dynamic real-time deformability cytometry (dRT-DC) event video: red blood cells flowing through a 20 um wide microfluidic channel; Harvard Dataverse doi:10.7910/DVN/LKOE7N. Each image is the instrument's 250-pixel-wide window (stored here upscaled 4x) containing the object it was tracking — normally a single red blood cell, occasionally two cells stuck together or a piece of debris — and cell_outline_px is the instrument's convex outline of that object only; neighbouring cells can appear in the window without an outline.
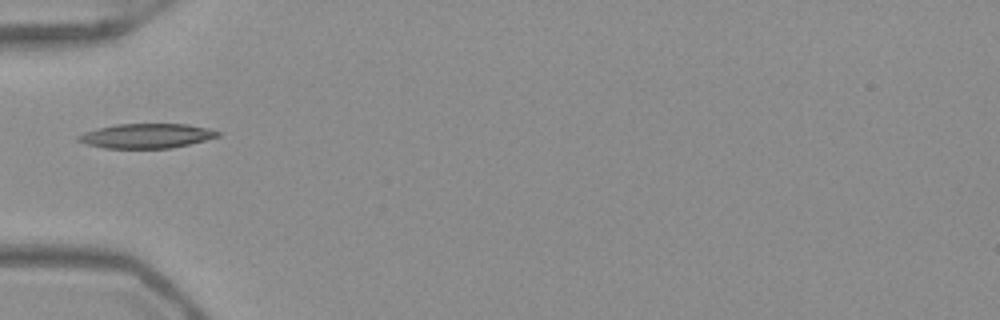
{"species": "Egyptian fruit bat (a non-hibernating species)", "species_latin": "Rousettus aegyptiacus", "temperature_condition": "warm", "stored_images_in_passage": 35, "camera_frame_rate_fps": 3000, "um_per_image_px": 0.085, "frame": {"image": 1, "passage_image": 1, "time_ms": 0.0, "image_size_px": [1000, 320], "cell_outline_px": [[220, 136], [172, 148], [104, 148], [88, 144], [76, 140], [76, 136], [84, 132], [116, 124], [188, 124], [208, 128], [220, 132]], "centroid_in_image_um": [12.45, 11.55], "position_along_channel_um": 72.6, "area_um2": 19.83}}
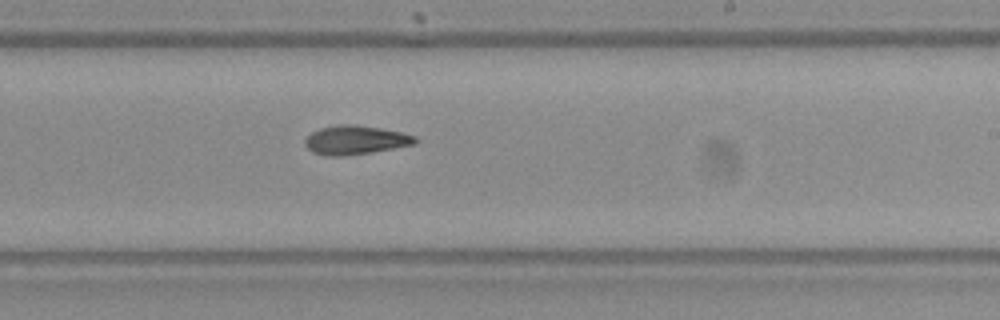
{"frame": {"image": 2, "passage_image": 15, "time_ms": 4.667, "image_size_px": [1000, 320], "cell_outline_px": [[420, 140], [416, 144], [372, 152], [344, 156], [328, 156], [312, 152], [304, 144], [304, 140], [312, 132], [320, 128], [340, 124], [356, 124], [380, 128], [400, 132], [416, 136]], "centroid_in_image_um": [30.23, 11.9], "position_along_channel_um": 258.8, "area_um2": 18.67}}
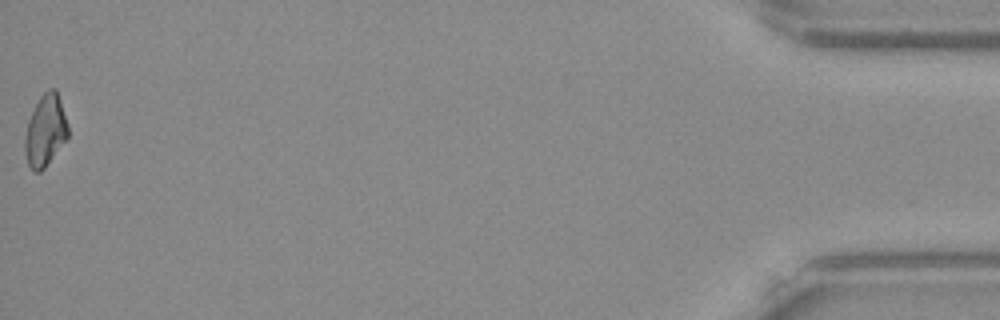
{"frame": {"image": 3, "passage_image": 35, "time_ms": 11.333, "image_size_px": [1000, 320], "cell_outline_px": [[68, 136], [44, 168], [40, 172], [32, 172], [28, 164], [24, 152], [24, 136], [28, 120], [40, 96], [48, 88], [56, 88], [68, 124]], "centroid_in_image_um": [3.83, 11.1], "position_along_channel_um": 431.4, "area_um2": 17.98}}